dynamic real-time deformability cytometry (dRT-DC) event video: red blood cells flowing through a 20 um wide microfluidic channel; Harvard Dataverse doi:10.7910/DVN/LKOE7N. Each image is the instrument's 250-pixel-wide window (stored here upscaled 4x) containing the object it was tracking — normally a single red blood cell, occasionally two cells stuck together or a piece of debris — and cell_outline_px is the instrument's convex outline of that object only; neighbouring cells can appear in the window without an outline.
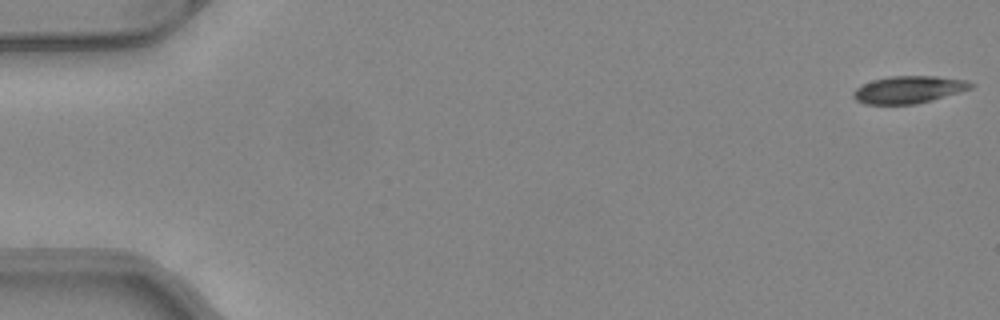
{"species": "common noctule bat (a hibernating species)", "species_latin": "Nyctalus noctula", "temperature_condition": "warm", "stored_images_in_passage": 50, "camera_frame_rate_fps": 3000, "um_per_image_px": 0.085, "animal": {"sex": "female", "body_mass_g": 24.6, "forearm_length_mm": 56.2}, "frame": {"image": 1, "passage_image": 1, "time_ms": 0.0, "image_size_px": [1000, 320], "cell_outline_px": [[972, 88], [932, 100], [916, 104], [864, 104], [856, 100], [852, 96], [852, 92], [856, 88], [872, 80], [892, 76], [936, 76], [964, 80], [972, 84]], "centroid_in_image_um": [77.19, 7.62], "position_along_channel_um": 7.8, "area_um2": 18.5}}
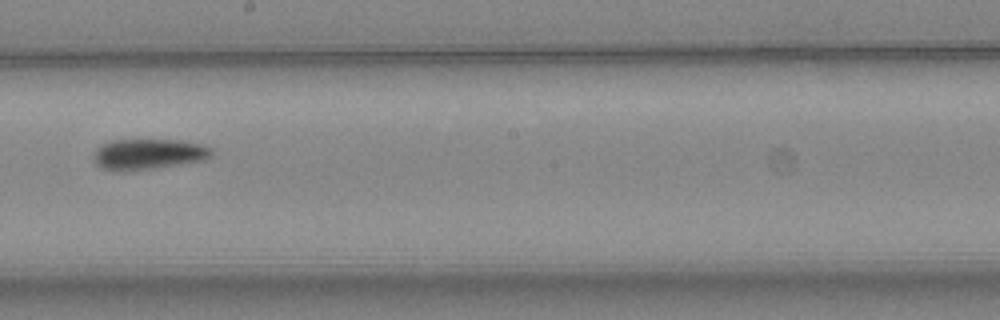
{"frame": {"image": 2, "passage_image": 29, "time_ms": 9.333, "image_size_px": [1000, 320], "cell_outline_px": [[212, 156], [204, 160], [156, 168], [104, 168], [96, 164], [92, 156], [96, 148], [112, 140], [180, 140], [200, 144], [208, 148], [212, 152]], "centroid_in_image_um": [12.64, 13.06], "position_along_channel_um": 235.6, "area_um2": 20.23}}
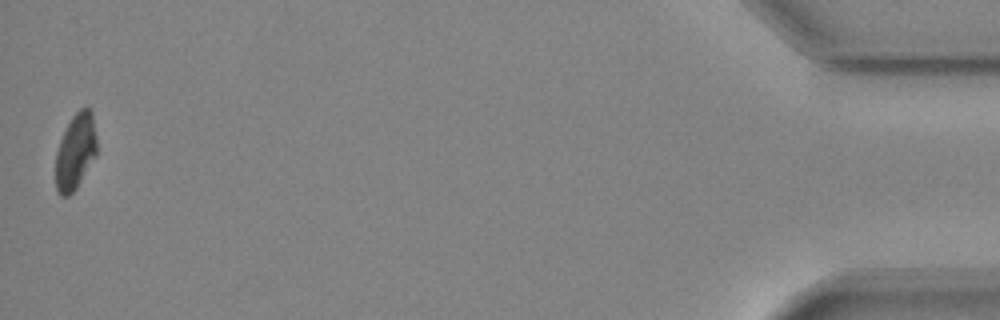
{"frame": {"image": 3, "passage_image": 50, "time_ms": 16.333, "image_size_px": [1000, 320], "cell_outline_px": [[96, 156], [76, 188], [68, 196], [60, 196], [56, 192], [56, 152], [60, 140], [72, 116], [80, 108], [88, 108], [92, 112], [96, 136]], "centroid_in_image_um": [6.41, 12.9], "position_along_channel_um": 428.8, "area_um2": 18.09}, "authors_computed_cell_mechanics": {"area_um2": 19.652, "velocity_mm_per_s": 4.1033, "shape_relaxation_time_tau1_ms": 7.2975, "shape_relaxation_time_tau2_ms": null, "deformation_change_tau1": 0.1928, "deformation_change_tau2": null}}